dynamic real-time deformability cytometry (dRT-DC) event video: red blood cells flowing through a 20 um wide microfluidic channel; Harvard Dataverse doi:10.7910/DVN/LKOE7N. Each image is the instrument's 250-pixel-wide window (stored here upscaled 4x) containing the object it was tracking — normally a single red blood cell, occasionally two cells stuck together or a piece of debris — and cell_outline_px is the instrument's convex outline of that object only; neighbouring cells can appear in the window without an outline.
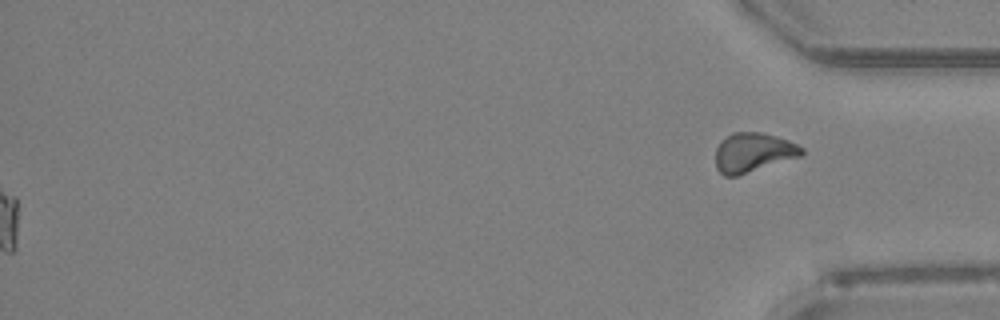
{"species": "Egyptian fruit bat (a non-hibernating species)", "species_latin": "Rousettus aegyptiacus", "temperature_condition": "room temperature", "stored_images_in_passage": 47, "segment_of_instrument_passage": [2, 2], "camera_frame_rate_fps": 3000, "um_per_image_px": 0.085, "animal": {"sex": "female"}, "frame": {"image": 1, "passage_image": 47, "time_ms": 15.333, "image_size_px": [1000, 320], "cell_outline_px": [[804, 152], [800, 156], [736, 176], [724, 176], [716, 168], [716, 148], [732, 132], [760, 132], [776, 136], [788, 140], [804, 148]], "centroid_in_image_um": [64.02, 12.96], "position_along_channel_um": 371.2, "area_um2": 19.42}}